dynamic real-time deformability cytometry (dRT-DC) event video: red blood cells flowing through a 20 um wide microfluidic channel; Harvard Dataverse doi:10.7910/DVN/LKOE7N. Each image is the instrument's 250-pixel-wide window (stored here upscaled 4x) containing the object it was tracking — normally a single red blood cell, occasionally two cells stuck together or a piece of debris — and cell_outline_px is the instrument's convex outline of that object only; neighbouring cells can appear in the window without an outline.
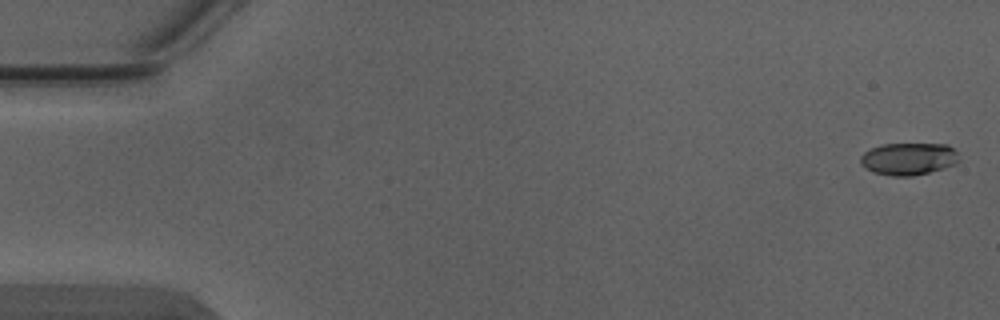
{"species": "Egyptian fruit bat (a non-hibernating species)", "species_latin": "Rousettus aegyptiacus", "temperature_condition": "warm", "stored_images_in_passage": 5, "camera_frame_rate_fps": 3000, "um_per_image_px": 0.085, "animal": {"sex": "male"}, "frame": {"image": 1, "passage_image": 1, "time_ms": 0.0, "image_size_px": [1000, 320], "cell_outline_px": [[956, 164], [944, 168], [912, 176], [892, 176], [872, 172], [864, 168], [860, 164], [860, 156], [864, 152], [880, 144], [948, 144], [956, 152]], "centroid_in_image_um": [77.16, 13.5], "position_along_channel_um": 7.8, "area_um2": 18.5}}
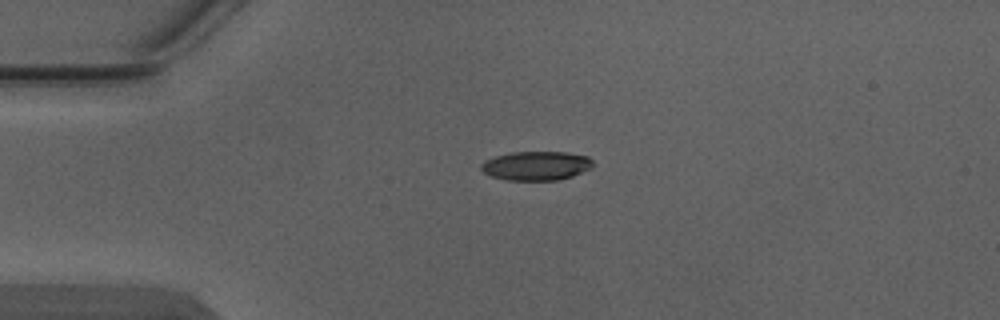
{"frame": {"image": 2, "passage_image": 4, "time_ms": 1.0, "image_size_px": [1000, 320], "cell_outline_px": [[592, 168], [572, 176], [556, 180], [508, 180], [492, 176], [484, 172], [480, 168], [480, 164], [484, 160], [496, 156], [512, 152], [568, 152], [588, 156], [592, 160]], "centroid_in_image_um": [45.58, 14.08], "position_along_channel_um": 39.4, "area_um2": 18.9}}